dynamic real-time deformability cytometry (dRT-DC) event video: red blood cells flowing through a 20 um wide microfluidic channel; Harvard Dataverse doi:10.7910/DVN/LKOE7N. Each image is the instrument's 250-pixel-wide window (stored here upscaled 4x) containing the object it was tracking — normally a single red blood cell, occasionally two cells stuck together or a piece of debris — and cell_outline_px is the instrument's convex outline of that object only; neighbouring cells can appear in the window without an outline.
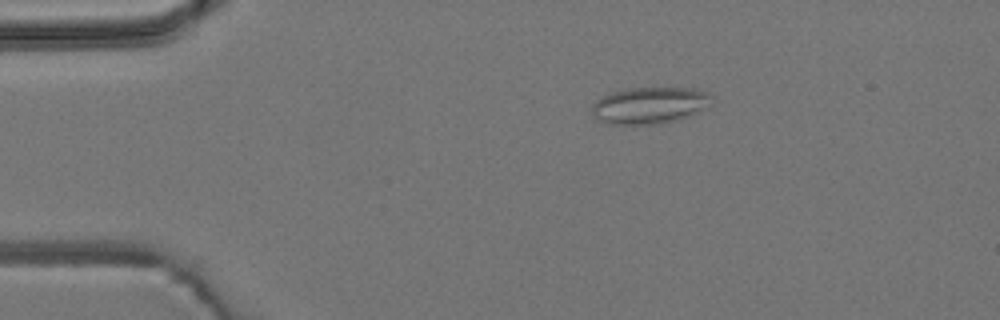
{"species": "common noctule bat (a hibernating species)", "species_latin": "Nyctalus noctula", "temperature_condition": "room temperature", "stored_images_in_passage": 3, "camera_frame_rate_fps": 3000, "um_per_image_px": 0.085, "animal": {"sex": "male", "body_mass_g": 19.2, "forearm_length_mm": 51.8}, "frame": {"image": 1, "passage_image": 1, "time_ms": 0.0, "image_size_px": [1000, 320], "cell_outline_px": [[716, 100], [712, 104], [680, 120], [664, 124], [608, 124], [600, 120], [592, 112], [592, 104], [596, 100], [612, 92], [628, 88], [692, 88], [708, 92]], "centroid_in_image_um": [55.28, 8.96], "position_along_channel_um": 29.7, "area_um2": 25.78}}